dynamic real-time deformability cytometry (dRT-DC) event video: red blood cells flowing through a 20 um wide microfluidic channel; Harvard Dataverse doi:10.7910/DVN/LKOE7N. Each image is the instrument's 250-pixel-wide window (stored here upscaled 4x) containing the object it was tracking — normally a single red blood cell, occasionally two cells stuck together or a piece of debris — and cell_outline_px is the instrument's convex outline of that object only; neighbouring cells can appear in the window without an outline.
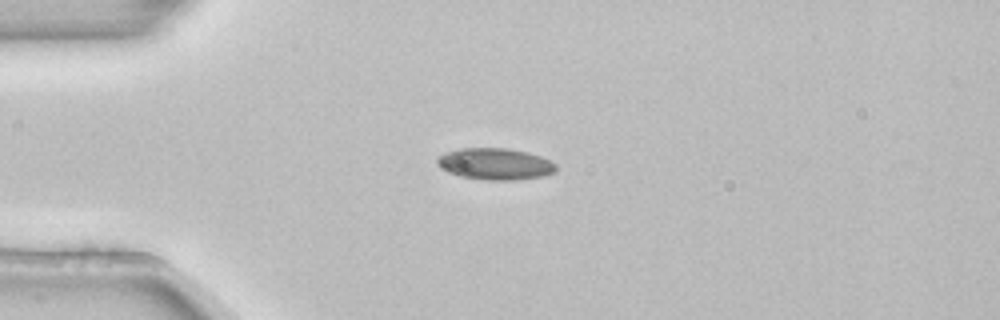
{"species": "common noctule bat (a hibernating species)", "species_latin": "Nyctalus noctula", "temperature_condition": "room temperature", "stored_images_in_passage": 5, "camera_frame_rate_fps": 3000, "um_per_image_px": 0.085, "animal": {"sex": "female", "body_mass_g": 22.7, "forearm_length_mm": 54.2}, "frame": {"image": 1, "passage_image": 4, "time_ms": 1.0, "image_size_px": [1000, 320], "cell_outline_px": [[556, 172], [544, 176], [516, 180], [484, 180], [460, 176], [448, 172], [440, 168], [436, 164], [436, 156], [444, 152], [460, 148], [508, 148], [528, 152], [540, 156], [556, 164]], "centroid_in_image_um": [42.05, 13.93], "position_along_channel_um": 43.0, "area_um2": 22.2}}